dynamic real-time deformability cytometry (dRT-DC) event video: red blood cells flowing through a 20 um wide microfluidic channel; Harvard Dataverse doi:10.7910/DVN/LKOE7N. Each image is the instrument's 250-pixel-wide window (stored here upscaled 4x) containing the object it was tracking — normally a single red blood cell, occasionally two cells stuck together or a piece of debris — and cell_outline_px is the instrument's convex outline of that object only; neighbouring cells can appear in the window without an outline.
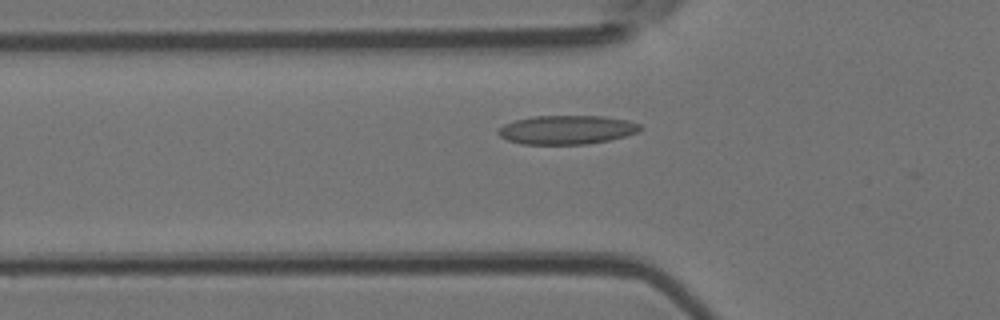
{"species": "Egyptian fruit bat (a non-hibernating species)", "species_latin": "Rousettus aegyptiacus", "temperature_condition": "room temperature", "stored_images_in_passage": 36, "camera_frame_rate_fps": 3000, "um_per_image_px": 0.085, "animal": {"sex": "female"}, "frame": {"image": 1, "passage_image": 5, "time_ms": 1.333, "image_size_px": [1000, 320], "cell_outline_px": [[644, 128], [636, 132], [624, 136], [608, 140], [588, 144], [520, 144], [508, 140], [500, 136], [496, 132], [504, 124], [516, 120], [532, 116], [604, 116], [628, 120], [640, 124]], "centroid_in_image_um": [48.18, 11.03], "position_along_channel_um": 77.6, "area_um2": 23.87}}
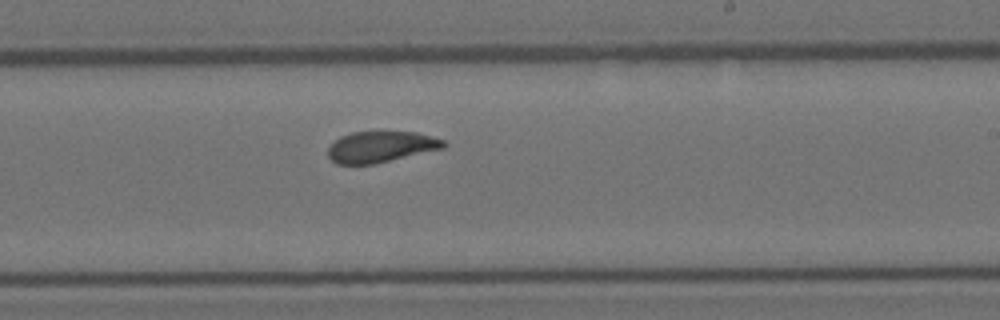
{"frame": {"image": 2, "passage_image": 18, "time_ms": 5.667, "image_size_px": [1000, 320], "cell_outline_px": [[448, 144], [444, 148], [372, 164], [336, 164], [328, 156], [328, 148], [340, 136], [352, 132], [416, 132], [444, 140]], "centroid_in_image_um": [32.37, 12.47], "position_along_channel_um": 256.6, "area_um2": 20.69}}
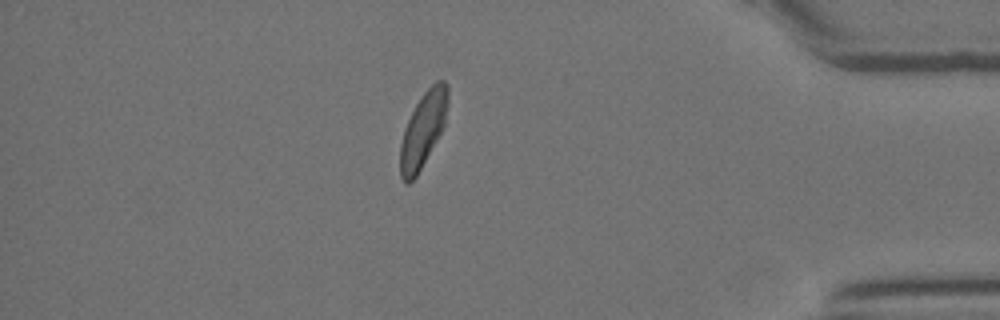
{"frame": {"image": 3, "passage_image": 31, "time_ms": 10.0, "image_size_px": [1000, 320], "cell_outline_px": [[448, 104], [444, 124], [436, 140], [416, 176], [408, 184], [404, 184], [400, 176], [400, 144], [404, 128], [416, 104], [424, 92], [436, 80], [444, 80], [448, 84]], "centroid_in_image_um": [35.95, 11.0], "position_along_channel_um": 399.2, "area_um2": 20.58}, "authors_computed_cell_mechanics": {"area_um2": 21.8195, "velocity_mm_per_s": 4.1102, "shape_relaxation_time_tau1_ms": 4.2215, "shape_relaxation_time_tau2_ms": 1.3994, "deformation_change_tau1": 0.1219, "deformation_change_tau2": 0.0693}}